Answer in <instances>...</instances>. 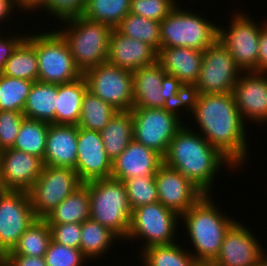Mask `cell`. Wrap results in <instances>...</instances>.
Returning a JSON list of instances; mask_svg holds the SVG:
<instances>
[{"instance_id":"21","label":"cell","mask_w":267,"mask_h":266,"mask_svg":"<svg viewBox=\"0 0 267 266\" xmlns=\"http://www.w3.org/2000/svg\"><path fill=\"white\" fill-rule=\"evenodd\" d=\"M162 164L160 154L133 139L112 161L111 177L124 182L135 177L155 176Z\"/></svg>"},{"instance_id":"1","label":"cell","mask_w":267,"mask_h":266,"mask_svg":"<svg viewBox=\"0 0 267 266\" xmlns=\"http://www.w3.org/2000/svg\"><path fill=\"white\" fill-rule=\"evenodd\" d=\"M186 116L196 123V131L227 157L236 169L246 167L250 159L245 126L248 123L243 121L232 93H189Z\"/></svg>"},{"instance_id":"37","label":"cell","mask_w":267,"mask_h":266,"mask_svg":"<svg viewBox=\"0 0 267 266\" xmlns=\"http://www.w3.org/2000/svg\"><path fill=\"white\" fill-rule=\"evenodd\" d=\"M33 81L12 78L0 72V110L23 112Z\"/></svg>"},{"instance_id":"11","label":"cell","mask_w":267,"mask_h":266,"mask_svg":"<svg viewBox=\"0 0 267 266\" xmlns=\"http://www.w3.org/2000/svg\"><path fill=\"white\" fill-rule=\"evenodd\" d=\"M246 11H234L229 25H218V40L228 49L242 71H256L259 54L260 28L266 22H257Z\"/></svg>"},{"instance_id":"30","label":"cell","mask_w":267,"mask_h":266,"mask_svg":"<svg viewBox=\"0 0 267 266\" xmlns=\"http://www.w3.org/2000/svg\"><path fill=\"white\" fill-rule=\"evenodd\" d=\"M90 218L88 188L82 184L44 219L48 224L83 223Z\"/></svg>"},{"instance_id":"9","label":"cell","mask_w":267,"mask_h":266,"mask_svg":"<svg viewBox=\"0 0 267 266\" xmlns=\"http://www.w3.org/2000/svg\"><path fill=\"white\" fill-rule=\"evenodd\" d=\"M36 31V55L38 62V81L62 84L83 76L76 66L68 44L54 29Z\"/></svg>"},{"instance_id":"15","label":"cell","mask_w":267,"mask_h":266,"mask_svg":"<svg viewBox=\"0 0 267 266\" xmlns=\"http://www.w3.org/2000/svg\"><path fill=\"white\" fill-rule=\"evenodd\" d=\"M36 219L27 191L8 190L0 197V260Z\"/></svg>"},{"instance_id":"2","label":"cell","mask_w":267,"mask_h":266,"mask_svg":"<svg viewBox=\"0 0 267 266\" xmlns=\"http://www.w3.org/2000/svg\"><path fill=\"white\" fill-rule=\"evenodd\" d=\"M183 125L170 141L163 163L189 179L204 194H212L215 179L222 170L236 166L213 147L193 126Z\"/></svg>"},{"instance_id":"26","label":"cell","mask_w":267,"mask_h":266,"mask_svg":"<svg viewBox=\"0 0 267 266\" xmlns=\"http://www.w3.org/2000/svg\"><path fill=\"white\" fill-rule=\"evenodd\" d=\"M57 84L33 82L27 96L23 114L25 118L55 124Z\"/></svg>"},{"instance_id":"14","label":"cell","mask_w":267,"mask_h":266,"mask_svg":"<svg viewBox=\"0 0 267 266\" xmlns=\"http://www.w3.org/2000/svg\"><path fill=\"white\" fill-rule=\"evenodd\" d=\"M88 90L118 111L133 108V74L109 62L83 73Z\"/></svg>"},{"instance_id":"32","label":"cell","mask_w":267,"mask_h":266,"mask_svg":"<svg viewBox=\"0 0 267 266\" xmlns=\"http://www.w3.org/2000/svg\"><path fill=\"white\" fill-rule=\"evenodd\" d=\"M51 241V230L45 219L38 218L20 237L17 245L6 255L44 257Z\"/></svg>"},{"instance_id":"50","label":"cell","mask_w":267,"mask_h":266,"mask_svg":"<svg viewBox=\"0 0 267 266\" xmlns=\"http://www.w3.org/2000/svg\"><path fill=\"white\" fill-rule=\"evenodd\" d=\"M254 266H267V252L257 261Z\"/></svg>"},{"instance_id":"16","label":"cell","mask_w":267,"mask_h":266,"mask_svg":"<svg viewBox=\"0 0 267 266\" xmlns=\"http://www.w3.org/2000/svg\"><path fill=\"white\" fill-rule=\"evenodd\" d=\"M232 94L245 123L267 124V73L243 71Z\"/></svg>"},{"instance_id":"41","label":"cell","mask_w":267,"mask_h":266,"mask_svg":"<svg viewBox=\"0 0 267 266\" xmlns=\"http://www.w3.org/2000/svg\"><path fill=\"white\" fill-rule=\"evenodd\" d=\"M22 112L0 110V150L13 148L23 119Z\"/></svg>"},{"instance_id":"35","label":"cell","mask_w":267,"mask_h":266,"mask_svg":"<svg viewBox=\"0 0 267 266\" xmlns=\"http://www.w3.org/2000/svg\"><path fill=\"white\" fill-rule=\"evenodd\" d=\"M49 123L24 118L13 148L43 160Z\"/></svg>"},{"instance_id":"47","label":"cell","mask_w":267,"mask_h":266,"mask_svg":"<svg viewBox=\"0 0 267 266\" xmlns=\"http://www.w3.org/2000/svg\"><path fill=\"white\" fill-rule=\"evenodd\" d=\"M19 8L17 7V5L15 4L14 0H0V31H5L6 28H12L8 27L9 26V19H11V16H14V14L20 10H18ZM15 10H17L16 12H14ZM14 13V14H13ZM10 17V18H9ZM8 24L7 27H2V25L4 26L5 24ZM4 22V23H3ZM2 28H4L2 30Z\"/></svg>"},{"instance_id":"28","label":"cell","mask_w":267,"mask_h":266,"mask_svg":"<svg viewBox=\"0 0 267 266\" xmlns=\"http://www.w3.org/2000/svg\"><path fill=\"white\" fill-rule=\"evenodd\" d=\"M107 156L113 161L120 156L133 140V117L131 110L117 111L100 131Z\"/></svg>"},{"instance_id":"51","label":"cell","mask_w":267,"mask_h":266,"mask_svg":"<svg viewBox=\"0 0 267 266\" xmlns=\"http://www.w3.org/2000/svg\"><path fill=\"white\" fill-rule=\"evenodd\" d=\"M6 191H8V190L4 187L3 179H2V176L0 175V197H1Z\"/></svg>"},{"instance_id":"31","label":"cell","mask_w":267,"mask_h":266,"mask_svg":"<svg viewBox=\"0 0 267 266\" xmlns=\"http://www.w3.org/2000/svg\"><path fill=\"white\" fill-rule=\"evenodd\" d=\"M182 246L179 242L149 246L139 253L141 266H194L196 259Z\"/></svg>"},{"instance_id":"42","label":"cell","mask_w":267,"mask_h":266,"mask_svg":"<svg viewBox=\"0 0 267 266\" xmlns=\"http://www.w3.org/2000/svg\"><path fill=\"white\" fill-rule=\"evenodd\" d=\"M86 5V0H44V2L34 11L36 14L40 12H47L51 18L59 19L58 21L81 15Z\"/></svg>"},{"instance_id":"40","label":"cell","mask_w":267,"mask_h":266,"mask_svg":"<svg viewBox=\"0 0 267 266\" xmlns=\"http://www.w3.org/2000/svg\"><path fill=\"white\" fill-rule=\"evenodd\" d=\"M176 6V0H131L130 13L161 22Z\"/></svg>"},{"instance_id":"13","label":"cell","mask_w":267,"mask_h":266,"mask_svg":"<svg viewBox=\"0 0 267 266\" xmlns=\"http://www.w3.org/2000/svg\"><path fill=\"white\" fill-rule=\"evenodd\" d=\"M242 72L228 49L217 39L203 51L199 77L189 93H232Z\"/></svg>"},{"instance_id":"19","label":"cell","mask_w":267,"mask_h":266,"mask_svg":"<svg viewBox=\"0 0 267 266\" xmlns=\"http://www.w3.org/2000/svg\"><path fill=\"white\" fill-rule=\"evenodd\" d=\"M112 161L107 156L100 131L78 127L75 171L82 183L111 177Z\"/></svg>"},{"instance_id":"46","label":"cell","mask_w":267,"mask_h":266,"mask_svg":"<svg viewBox=\"0 0 267 266\" xmlns=\"http://www.w3.org/2000/svg\"><path fill=\"white\" fill-rule=\"evenodd\" d=\"M257 72L267 73V21L260 28Z\"/></svg>"},{"instance_id":"12","label":"cell","mask_w":267,"mask_h":266,"mask_svg":"<svg viewBox=\"0 0 267 266\" xmlns=\"http://www.w3.org/2000/svg\"><path fill=\"white\" fill-rule=\"evenodd\" d=\"M82 184L75 169L44 165L27 191L35 216L44 219Z\"/></svg>"},{"instance_id":"29","label":"cell","mask_w":267,"mask_h":266,"mask_svg":"<svg viewBox=\"0 0 267 266\" xmlns=\"http://www.w3.org/2000/svg\"><path fill=\"white\" fill-rule=\"evenodd\" d=\"M120 240L109 228L91 218L82 223L80 250L89 263L91 259H104L115 241Z\"/></svg>"},{"instance_id":"4","label":"cell","mask_w":267,"mask_h":266,"mask_svg":"<svg viewBox=\"0 0 267 266\" xmlns=\"http://www.w3.org/2000/svg\"><path fill=\"white\" fill-rule=\"evenodd\" d=\"M132 74L133 108H171L186 116L188 88L175 76L167 74L158 61Z\"/></svg>"},{"instance_id":"45","label":"cell","mask_w":267,"mask_h":266,"mask_svg":"<svg viewBox=\"0 0 267 266\" xmlns=\"http://www.w3.org/2000/svg\"><path fill=\"white\" fill-rule=\"evenodd\" d=\"M0 266H47L44 257L27 255H5Z\"/></svg>"},{"instance_id":"20","label":"cell","mask_w":267,"mask_h":266,"mask_svg":"<svg viewBox=\"0 0 267 266\" xmlns=\"http://www.w3.org/2000/svg\"><path fill=\"white\" fill-rule=\"evenodd\" d=\"M43 160L15 148L1 151L0 175L4 187L13 191H28L42 172Z\"/></svg>"},{"instance_id":"17","label":"cell","mask_w":267,"mask_h":266,"mask_svg":"<svg viewBox=\"0 0 267 266\" xmlns=\"http://www.w3.org/2000/svg\"><path fill=\"white\" fill-rule=\"evenodd\" d=\"M252 231L236 221L226 232L214 262L218 266H254L267 250Z\"/></svg>"},{"instance_id":"23","label":"cell","mask_w":267,"mask_h":266,"mask_svg":"<svg viewBox=\"0 0 267 266\" xmlns=\"http://www.w3.org/2000/svg\"><path fill=\"white\" fill-rule=\"evenodd\" d=\"M78 126L50 124L43 164L75 169L77 162Z\"/></svg>"},{"instance_id":"34","label":"cell","mask_w":267,"mask_h":266,"mask_svg":"<svg viewBox=\"0 0 267 266\" xmlns=\"http://www.w3.org/2000/svg\"><path fill=\"white\" fill-rule=\"evenodd\" d=\"M116 29L125 36L150 45L157 53L160 50V22L129 12Z\"/></svg>"},{"instance_id":"22","label":"cell","mask_w":267,"mask_h":266,"mask_svg":"<svg viewBox=\"0 0 267 266\" xmlns=\"http://www.w3.org/2000/svg\"><path fill=\"white\" fill-rule=\"evenodd\" d=\"M158 53L148 44L130 38L113 28L110 35L107 62L133 73L157 61Z\"/></svg>"},{"instance_id":"24","label":"cell","mask_w":267,"mask_h":266,"mask_svg":"<svg viewBox=\"0 0 267 266\" xmlns=\"http://www.w3.org/2000/svg\"><path fill=\"white\" fill-rule=\"evenodd\" d=\"M203 51L187 47H160L157 61L169 75L175 76L190 90L199 77Z\"/></svg>"},{"instance_id":"27","label":"cell","mask_w":267,"mask_h":266,"mask_svg":"<svg viewBox=\"0 0 267 266\" xmlns=\"http://www.w3.org/2000/svg\"><path fill=\"white\" fill-rule=\"evenodd\" d=\"M1 73L12 78L38 81L36 32H27L26 38L13 51Z\"/></svg>"},{"instance_id":"7","label":"cell","mask_w":267,"mask_h":266,"mask_svg":"<svg viewBox=\"0 0 267 266\" xmlns=\"http://www.w3.org/2000/svg\"><path fill=\"white\" fill-rule=\"evenodd\" d=\"M181 6L184 5L177 4L160 22V47H187L204 51L217 40L218 23L214 24L203 13Z\"/></svg>"},{"instance_id":"18","label":"cell","mask_w":267,"mask_h":266,"mask_svg":"<svg viewBox=\"0 0 267 266\" xmlns=\"http://www.w3.org/2000/svg\"><path fill=\"white\" fill-rule=\"evenodd\" d=\"M158 202L178 214L187 212L204 193L178 170L164 163L155 174Z\"/></svg>"},{"instance_id":"5","label":"cell","mask_w":267,"mask_h":266,"mask_svg":"<svg viewBox=\"0 0 267 266\" xmlns=\"http://www.w3.org/2000/svg\"><path fill=\"white\" fill-rule=\"evenodd\" d=\"M58 23L59 27H64H55V30L68 44L75 64L82 73L107 61L113 30L111 26L81 15L62 19Z\"/></svg>"},{"instance_id":"44","label":"cell","mask_w":267,"mask_h":266,"mask_svg":"<svg viewBox=\"0 0 267 266\" xmlns=\"http://www.w3.org/2000/svg\"><path fill=\"white\" fill-rule=\"evenodd\" d=\"M9 30L11 31L13 29H8V31H0V72L5 67L6 61L11 57L13 51L26 38L27 35V30L25 31V34L18 32V30L17 32L12 31L14 34H10L11 32ZM7 32L8 34H6Z\"/></svg>"},{"instance_id":"6","label":"cell","mask_w":267,"mask_h":266,"mask_svg":"<svg viewBox=\"0 0 267 266\" xmlns=\"http://www.w3.org/2000/svg\"><path fill=\"white\" fill-rule=\"evenodd\" d=\"M88 188L90 218L109 228L121 243L129 233L132 210L123 181L110 178L83 183Z\"/></svg>"},{"instance_id":"8","label":"cell","mask_w":267,"mask_h":266,"mask_svg":"<svg viewBox=\"0 0 267 266\" xmlns=\"http://www.w3.org/2000/svg\"><path fill=\"white\" fill-rule=\"evenodd\" d=\"M180 221L178 214L160 202L139 206L132 210L129 233L125 240L130 243L144 240L138 253L149 246L173 244L177 242Z\"/></svg>"},{"instance_id":"48","label":"cell","mask_w":267,"mask_h":266,"mask_svg":"<svg viewBox=\"0 0 267 266\" xmlns=\"http://www.w3.org/2000/svg\"><path fill=\"white\" fill-rule=\"evenodd\" d=\"M15 4L22 13L34 12L44 0H14Z\"/></svg>"},{"instance_id":"38","label":"cell","mask_w":267,"mask_h":266,"mask_svg":"<svg viewBox=\"0 0 267 266\" xmlns=\"http://www.w3.org/2000/svg\"><path fill=\"white\" fill-rule=\"evenodd\" d=\"M131 210L146 204L158 202L155 176H144L124 181Z\"/></svg>"},{"instance_id":"25","label":"cell","mask_w":267,"mask_h":266,"mask_svg":"<svg viewBox=\"0 0 267 266\" xmlns=\"http://www.w3.org/2000/svg\"><path fill=\"white\" fill-rule=\"evenodd\" d=\"M88 90L85 78L57 84L55 124L78 125L83 97Z\"/></svg>"},{"instance_id":"10","label":"cell","mask_w":267,"mask_h":266,"mask_svg":"<svg viewBox=\"0 0 267 266\" xmlns=\"http://www.w3.org/2000/svg\"><path fill=\"white\" fill-rule=\"evenodd\" d=\"M133 139L165 156L170 141L186 123L184 115L171 108H132ZM182 117V118H181Z\"/></svg>"},{"instance_id":"33","label":"cell","mask_w":267,"mask_h":266,"mask_svg":"<svg viewBox=\"0 0 267 266\" xmlns=\"http://www.w3.org/2000/svg\"><path fill=\"white\" fill-rule=\"evenodd\" d=\"M131 0H86L81 16L116 28L130 12Z\"/></svg>"},{"instance_id":"39","label":"cell","mask_w":267,"mask_h":266,"mask_svg":"<svg viewBox=\"0 0 267 266\" xmlns=\"http://www.w3.org/2000/svg\"><path fill=\"white\" fill-rule=\"evenodd\" d=\"M44 258L47 266H83L89 261L80 249L64 246L52 239Z\"/></svg>"},{"instance_id":"36","label":"cell","mask_w":267,"mask_h":266,"mask_svg":"<svg viewBox=\"0 0 267 266\" xmlns=\"http://www.w3.org/2000/svg\"><path fill=\"white\" fill-rule=\"evenodd\" d=\"M113 106L86 91L83 100L78 127L101 131L117 113Z\"/></svg>"},{"instance_id":"43","label":"cell","mask_w":267,"mask_h":266,"mask_svg":"<svg viewBox=\"0 0 267 266\" xmlns=\"http://www.w3.org/2000/svg\"><path fill=\"white\" fill-rule=\"evenodd\" d=\"M51 239L64 246L80 249L82 223L49 224Z\"/></svg>"},{"instance_id":"3","label":"cell","mask_w":267,"mask_h":266,"mask_svg":"<svg viewBox=\"0 0 267 266\" xmlns=\"http://www.w3.org/2000/svg\"><path fill=\"white\" fill-rule=\"evenodd\" d=\"M212 195L204 194L180 217L182 228H185L183 232L187 230L185 234L193 246V250L187 249L198 261H215L226 232L236 222L233 216L217 207Z\"/></svg>"},{"instance_id":"49","label":"cell","mask_w":267,"mask_h":266,"mask_svg":"<svg viewBox=\"0 0 267 266\" xmlns=\"http://www.w3.org/2000/svg\"><path fill=\"white\" fill-rule=\"evenodd\" d=\"M194 266H218L214 261H198L196 260Z\"/></svg>"}]
</instances>
